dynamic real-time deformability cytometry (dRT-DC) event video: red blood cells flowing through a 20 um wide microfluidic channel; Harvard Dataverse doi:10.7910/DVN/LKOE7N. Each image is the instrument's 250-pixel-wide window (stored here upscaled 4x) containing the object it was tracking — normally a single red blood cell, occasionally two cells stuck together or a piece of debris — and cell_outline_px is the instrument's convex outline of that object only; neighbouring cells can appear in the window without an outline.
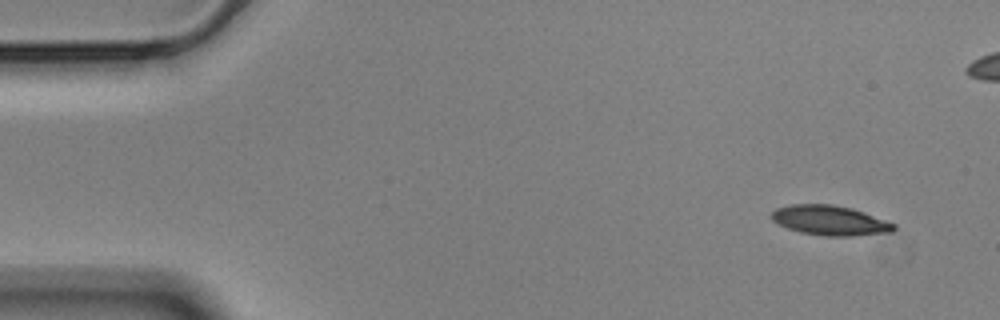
{"species": "Egyptian fruit bat (a non-hibernating species)", "species_latin": "Rousettus aegyptiacus", "temperature_condition": "cold", "stored_images_in_passage": 54, "camera_frame_rate_fps": 3000, "um_per_image_px": 0.085, "animal": {"sex": "male"}, "frame": {"image": 1, "passage_image": 1, "time_ms": 0.0, "image_size_px": [1000, 320], "cell_outline_px": [[896, 228], [892, 232], [852, 236], [824, 236], [800, 232], [776, 224], [768, 216], [776, 208], [788, 204], [832, 204], [852, 208], [864, 212], [896, 224]], "centroid_in_image_um": [70.51, 18.73], "position_along_channel_um": 14.5, "area_um2": 21.5}}
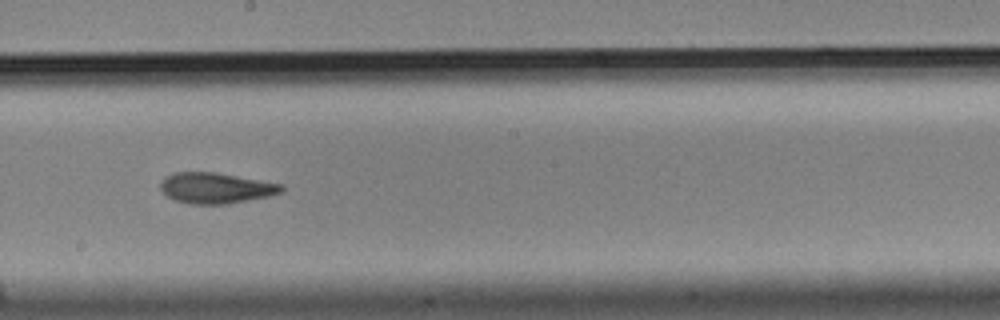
{"frame": {"image": 2, "passage_image": 28, "time_ms": 9.0, "image_size_px": [1000, 320], "cell_outline_px": [[284, 188], [280, 192], [268, 196], [228, 204], [188, 204], [176, 200], [168, 196], [160, 188], [160, 184], [164, 176], [176, 172], [216, 172], [284, 184]], "centroid_in_image_um": [18.34, 15.97], "position_along_channel_um": 229.9, "area_um2": 21.68}}
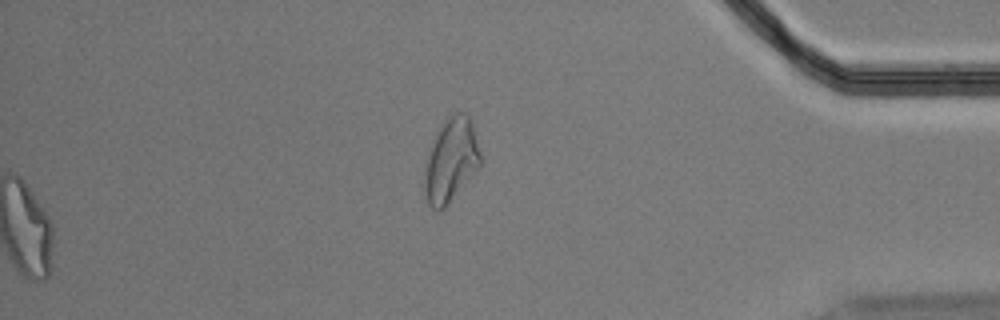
{"frame": {"image": 3, "passage_image": 54, "time_ms": 17.667, "image_size_px": [1000, 320], "cell_outline_px": [[480, 168], [444, 208], [440, 212], [436, 212], [428, 204], [424, 192], [424, 164], [428, 148], [436, 132], [444, 120], [452, 112], [464, 112], [468, 116], [472, 124], [480, 152]], "centroid_in_image_um": [38.29, 13.63], "position_along_channel_um": 396.9, "area_um2": 27.8}, "authors_computed_cell_mechanics": {"area_um2": 22.0796, "velocity_mm_per_s": 3.5375, "shape_relaxation_time_tau1_ms": 4.2778, "shape_relaxation_time_tau2_ms": 2.9995, "deformation_change_tau1": 0.17, "deformation_change_tau2": 0.1104}}